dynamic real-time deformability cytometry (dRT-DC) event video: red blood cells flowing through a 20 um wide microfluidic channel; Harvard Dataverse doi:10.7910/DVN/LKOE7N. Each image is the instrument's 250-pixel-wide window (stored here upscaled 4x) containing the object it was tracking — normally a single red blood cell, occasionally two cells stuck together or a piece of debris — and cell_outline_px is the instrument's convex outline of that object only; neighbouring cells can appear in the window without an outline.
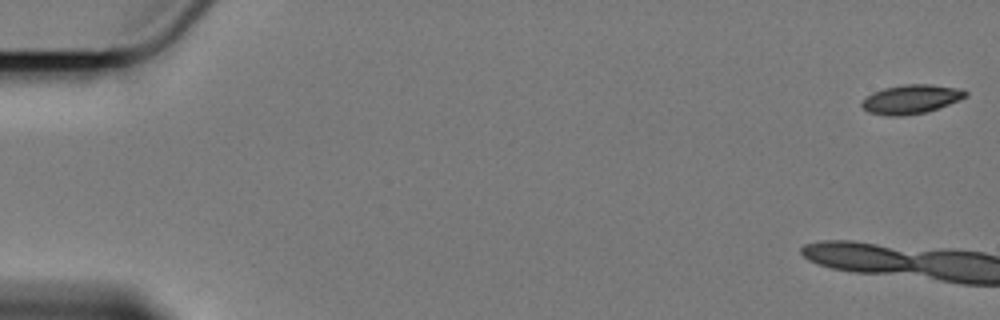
{"species": "Egyptian fruit bat (a non-hibernating species)", "species_latin": "Rousettus aegyptiacus", "temperature_condition": "cold", "stored_images_in_passage": 10, "camera_frame_rate_fps": 3000, "um_per_image_px": 0.085, "animal": {"sex": "female"}, "frame": {"image": 1, "passage_image": 1, "time_ms": 0.0, "image_size_px": [1000, 320], "cell_outline_px": [[968, 96], [960, 100], [924, 112], [900, 116], [888, 116], [868, 112], [860, 104], [872, 92], [884, 88], [904, 84], [932, 84], [960, 88], [968, 92]], "centroid_in_image_um": [77.46, 8.42], "position_along_channel_um": 7.5, "area_um2": 17.46}}